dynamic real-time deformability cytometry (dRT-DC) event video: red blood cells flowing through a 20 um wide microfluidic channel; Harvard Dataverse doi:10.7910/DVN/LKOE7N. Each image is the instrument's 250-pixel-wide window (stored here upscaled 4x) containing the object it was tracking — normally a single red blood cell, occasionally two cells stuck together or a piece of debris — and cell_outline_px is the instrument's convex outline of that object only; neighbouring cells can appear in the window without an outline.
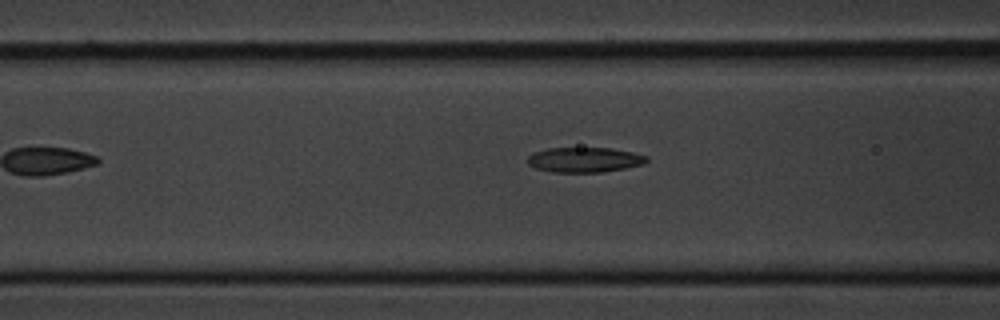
{"species": "common noctule bat (a hibernating species)", "species_latin": "Nyctalus noctula", "temperature_condition": "cold", "stored_images_in_passage": 6, "camera_frame_rate_fps": 3000, "um_per_image_px": 0.085, "animal": {"sex": "male", "body_mass_g": 20.1, "forearm_length_mm": 53.5}, "frame": {"image": 1, "passage_image": 6, "time_ms": 6.0, "image_size_px": [1000, 320], "cell_outline_px": [[648, 160], [644, 164], [604, 172], [552, 172], [536, 168], [528, 164], [528, 156], [532, 152], [548, 148], [612, 148], [632, 152], [648, 156]], "centroid_in_image_um": [49.68, 13.58], "position_along_channel_um": 116.9, "area_um2": 17.4}}